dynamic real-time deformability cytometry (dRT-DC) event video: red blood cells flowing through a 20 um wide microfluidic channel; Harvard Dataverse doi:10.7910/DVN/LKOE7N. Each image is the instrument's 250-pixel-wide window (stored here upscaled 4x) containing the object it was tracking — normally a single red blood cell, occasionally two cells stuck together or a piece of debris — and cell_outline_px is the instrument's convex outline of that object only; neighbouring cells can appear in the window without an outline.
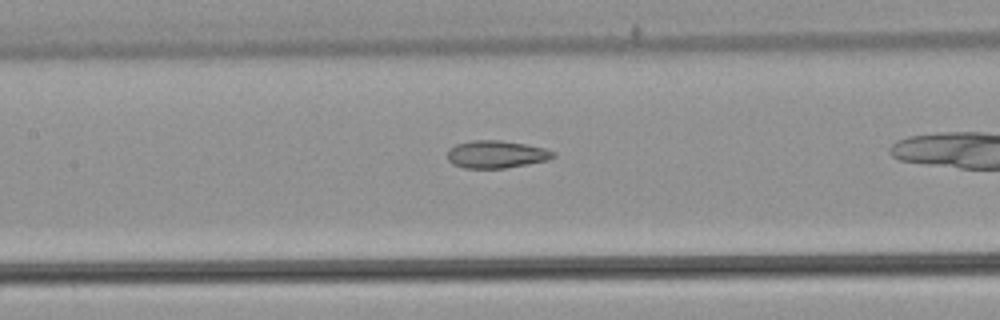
{"species": "common noctule bat (a hibernating species)", "species_latin": "Nyctalus noctula", "temperature_condition": "warm", "stored_images_in_passage": 40, "camera_frame_rate_fps": 3000, "um_per_image_px": 0.085, "animal": {"sex": "male", "body_mass_g": 21.5, "forearm_length_mm": 52.0}, "frame": {"image": 1, "passage_image": 23, "time_ms": 7.333, "image_size_px": [1000, 320], "cell_outline_px": [[556, 156], [548, 160], [504, 168], [464, 168], [452, 164], [448, 160], [448, 148], [456, 144], [472, 140], [500, 140], [524, 144], [544, 148], [556, 152]], "centroid_in_image_um": [42.17, 13.11], "position_along_channel_um": 165.2, "area_um2": 16.99}}
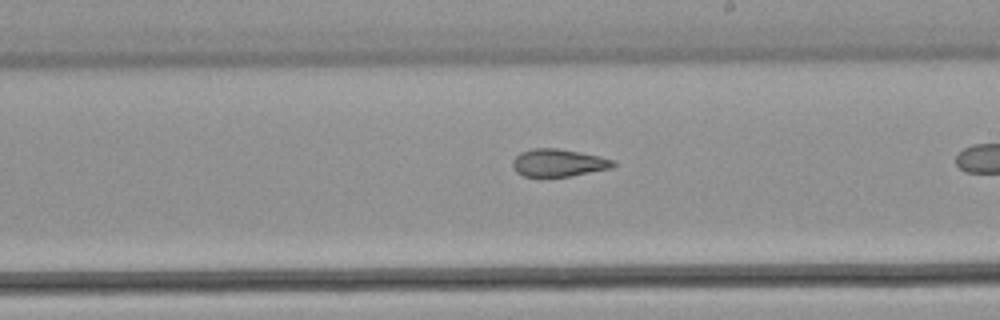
{"frame": {"image": 2, "passage_image": 29, "time_ms": 9.333, "image_size_px": [1000, 320], "cell_outline_px": [[616, 164], [612, 168], [568, 176], [524, 176], [516, 172], [512, 168], [512, 160], [520, 152], [532, 148], [556, 148], [580, 152], [600, 156], [616, 160]], "centroid_in_image_um": [47.46, 13.83], "position_along_channel_um": 241.5, "area_um2": 16.18}}